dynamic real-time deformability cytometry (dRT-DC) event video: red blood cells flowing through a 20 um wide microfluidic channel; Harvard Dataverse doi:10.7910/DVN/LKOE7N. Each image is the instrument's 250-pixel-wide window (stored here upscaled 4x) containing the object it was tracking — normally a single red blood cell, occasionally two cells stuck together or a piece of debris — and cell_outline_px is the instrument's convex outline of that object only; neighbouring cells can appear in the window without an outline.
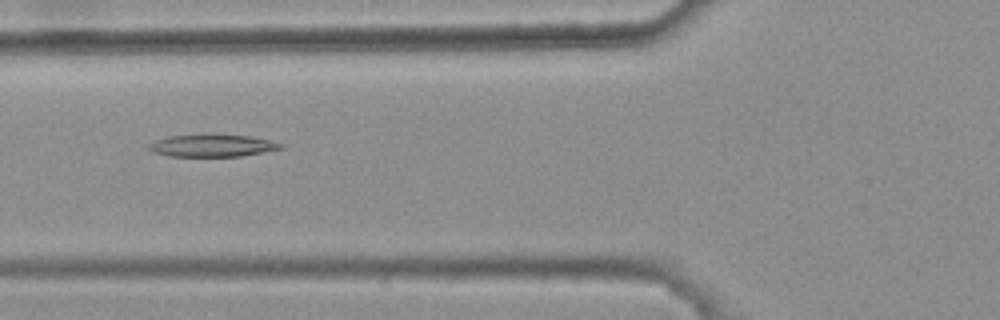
{"species": "common noctule bat (a hibernating species)", "species_latin": "Nyctalus noctula", "temperature_condition": "warm", "stored_images_in_passage": 7, "camera_frame_rate_fps": 3000, "um_per_image_px": 0.085, "animal": {"sex": "female", "body_mass_g": 25.1}, "frame": {"image": 1, "passage_image": 6, "time_ms": 1.667, "image_size_px": [1000, 320], "cell_outline_px": [[284, 148], [264, 152], [240, 156], [168, 156], [152, 152], [148, 148], [148, 144], [156, 140], [168, 136], [200, 132], [204, 132], [252, 136], [272, 140], [284, 144]], "centroid_in_image_um": [18.05, 12.33], "position_along_channel_um": 107.8, "area_um2": 17.98}}
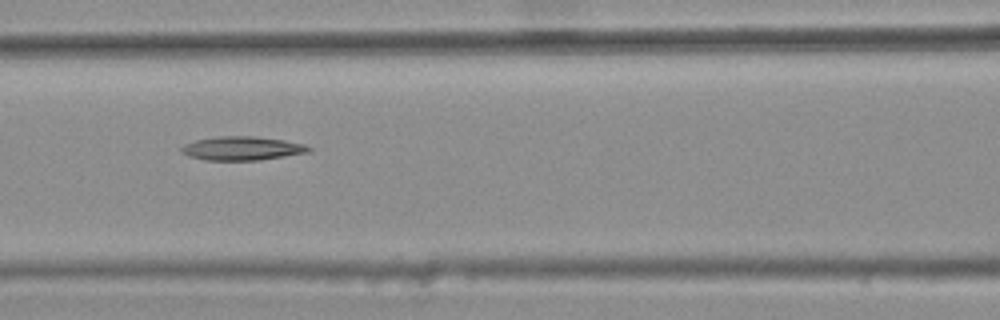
{"frame": {"image": 2, "passage_image": 7, "time_ms": 2.0, "image_size_px": [1000, 320], "cell_outline_px": [[312, 148], [308, 152], [260, 160], [204, 160], [188, 156], [180, 152], [180, 148], [184, 144], [196, 140], [216, 136], [256, 136], [284, 140], [304, 144]], "centroid_in_image_um": [20.53, 12.61], "position_along_channel_um": 146.1, "area_um2": 17.69}}